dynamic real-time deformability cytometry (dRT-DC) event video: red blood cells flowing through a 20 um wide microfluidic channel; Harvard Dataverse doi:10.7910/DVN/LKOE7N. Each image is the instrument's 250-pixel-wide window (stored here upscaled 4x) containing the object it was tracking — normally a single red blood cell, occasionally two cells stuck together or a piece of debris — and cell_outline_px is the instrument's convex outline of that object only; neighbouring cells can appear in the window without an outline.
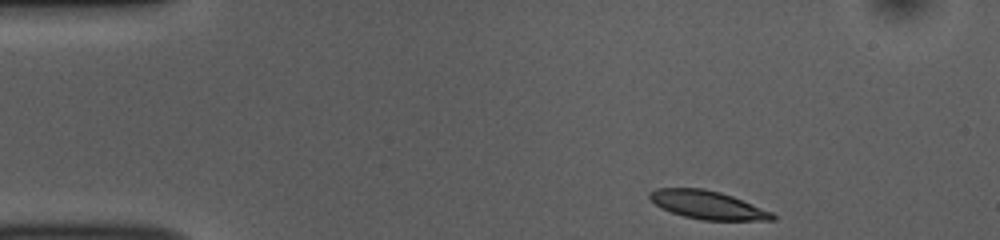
{"species": "common noctule bat (a hibernating species)", "species_latin": "Nyctalus noctula", "temperature_condition": "room temperature", "stored_images_in_passage": 46, "camera_frame_rate_fps": 3000, "um_per_image_px": 0.085, "animal": {"sex": "female", "body_mass_g": 10.0, "forearm_length_mm": 53.1}, "frame": {"image": 1, "passage_image": 1, "time_ms": 0.0, "image_size_px": [1000, 240], "cell_outline_px": [[776, 220], [700, 220], [684, 216], [660, 208], [648, 196], [648, 192], [656, 188], [704, 188], [720, 192], [732, 196], [772, 212], [776, 216]], "centroid_in_image_um": [60.13, 17.42], "position_along_channel_um": 24.9, "area_um2": 20.17}}
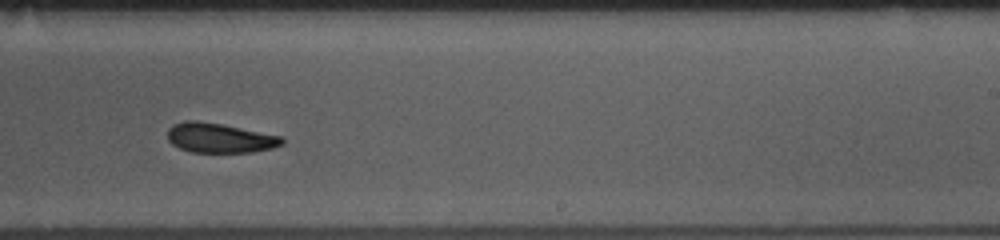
{"frame": {"image": 2, "passage_image": 26, "time_ms": 8.333, "image_size_px": [1000, 240], "cell_outline_px": [[284, 144], [272, 148], [252, 152], [192, 152], [180, 148], [172, 144], [168, 140], [168, 128], [172, 124], [184, 120], [196, 120], [220, 124], [284, 136]], "centroid_in_image_um": [18.68, 11.72], "position_along_channel_um": 270.3, "area_um2": 19.88}}
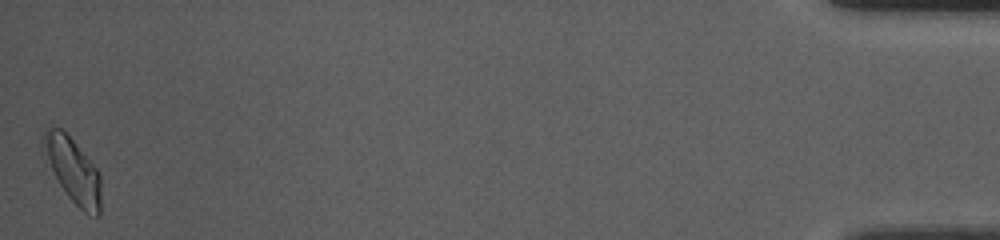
{"frame": {"image": 3, "passage_image": 46, "time_ms": 15.0, "image_size_px": [1000, 240], "cell_outline_px": [[100, 216], [96, 216], [84, 212], [68, 196], [60, 184], [52, 168], [48, 156], [44, 136], [44, 128], [48, 124], [60, 128], [72, 140], [100, 172]], "centroid_in_image_um": [6.26, 14.49], "position_along_channel_um": 428.9, "area_um2": 20.69}, "authors_computed_cell_mechanics": {"area_um2": 20.6057, "velocity_mm_per_s": 3.7545, "shape_relaxation_time_tau1_ms": 3.3241, "shape_relaxation_time_tau2_ms": 3.4699, "deformation_change_tau1": 0.1311, "deformation_change_tau2": 0.1044}}